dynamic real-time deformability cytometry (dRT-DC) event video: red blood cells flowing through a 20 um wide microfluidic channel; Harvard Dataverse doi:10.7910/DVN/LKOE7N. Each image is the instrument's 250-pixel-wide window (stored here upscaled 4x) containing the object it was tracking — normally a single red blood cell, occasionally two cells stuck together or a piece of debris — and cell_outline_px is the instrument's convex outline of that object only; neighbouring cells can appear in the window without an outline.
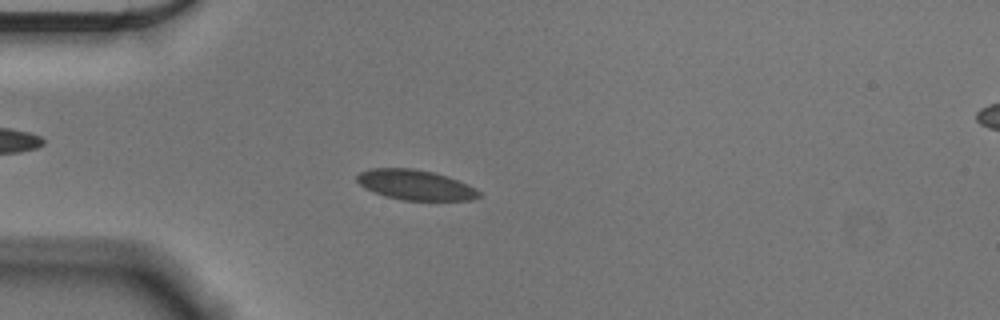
{"species": "Egyptian fruit bat (a non-hibernating species)", "species_latin": "Rousettus aegyptiacus", "temperature_condition": "cold", "stored_images_in_passage": 45, "camera_frame_rate_fps": 3000, "um_per_image_px": 0.085, "animal": {"sex": "male"}, "frame": {"image": 1, "passage_image": 5, "time_ms": 1.333, "image_size_px": [1000, 320], "cell_outline_px": [[480, 196], [472, 200], [400, 200], [384, 196], [372, 192], [364, 188], [356, 180], [356, 176], [360, 172], [372, 168], [412, 168], [432, 172], [448, 176], [468, 184], [476, 188], [480, 192]], "centroid_in_image_um": [35.29, 15.72], "position_along_channel_um": 49.7, "area_um2": 21.56}}
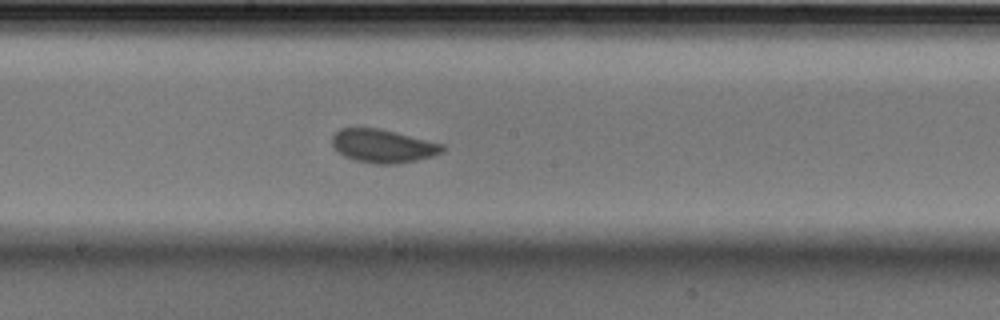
{"frame": {"image": 2, "passage_image": 20, "time_ms": 6.333, "image_size_px": [1000, 320], "cell_outline_px": [[444, 148], [440, 152], [432, 156], [416, 160], [396, 164], [376, 164], [356, 160], [344, 156], [332, 144], [332, 136], [340, 128], [380, 128], [444, 144]], "centroid_in_image_um": [32.55, 12.4], "position_along_channel_um": 215.7, "area_um2": 21.21}}
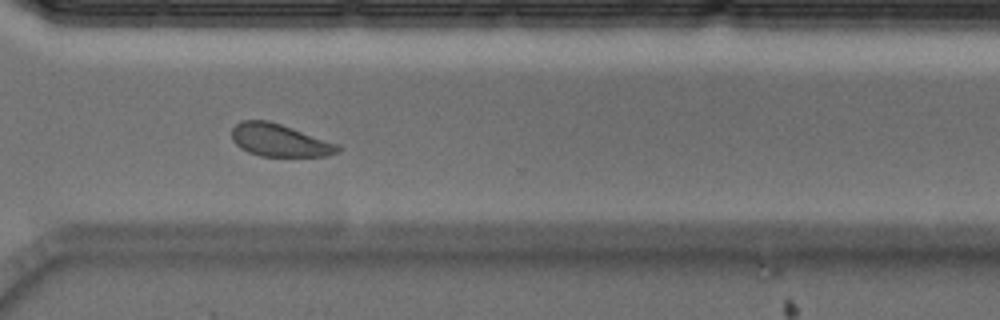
{"frame": {"image": 3, "passage_image": 31, "time_ms": 10.0, "image_size_px": [1000, 320], "cell_outline_px": [[340, 152], [328, 156], [260, 156], [248, 152], [240, 148], [232, 140], [232, 128], [240, 120], [268, 120], [340, 144]], "centroid_in_image_um": [23.77, 11.93], "position_along_channel_um": 346.8, "area_um2": 20.23}, "authors_computed_cell_mechanics": {"area_um2": 21.1548, "velocity_mm_per_s": 3.5796, "shape_relaxation_time_tau1_ms": 4.058, "shape_relaxation_time_tau2_ms": null, "deformation_change_tau1": 0.0999, "deformation_change_tau2": null}}